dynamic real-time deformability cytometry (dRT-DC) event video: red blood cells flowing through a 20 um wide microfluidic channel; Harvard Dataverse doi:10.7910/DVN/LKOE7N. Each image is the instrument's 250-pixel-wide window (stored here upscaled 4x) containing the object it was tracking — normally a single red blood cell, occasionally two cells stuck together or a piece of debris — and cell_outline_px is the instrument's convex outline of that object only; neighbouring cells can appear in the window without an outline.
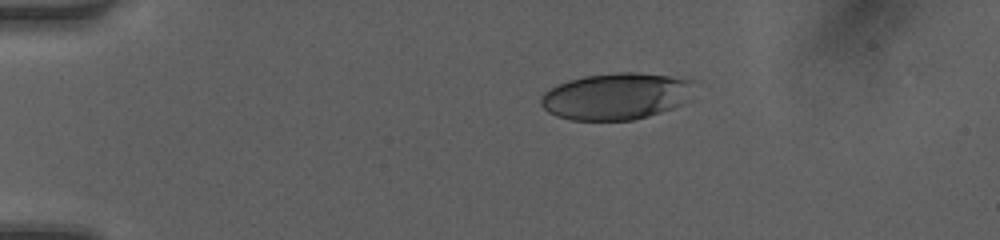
{"species": "human", "species_latin": "Homo sapiens", "temperature_condition": "room temperature", "stored_images_in_passage": 6, "camera_frame_rate_fps": 3000, "um_per_image_px": 0.085, "donor": {"sex": "female"}, "frame": {"image": 1, "passage_image": 1, "time_ms": 0.0, "image_size_px": [1000, 240], "cell_outline_px": [[692, 80], [680, 104], [672, 108], [648, 116], [632, 120], [572, 120], [556, 116], [548, 112], [540, 104], [540, 96], [544, 92], [568, 80], [584, 76], [616, 72], [640, 72], [668, 76]], "centroid_in_image_um": [52.24, 8.18], "position_along_channel_um": 32.8, "area_um2": 40.92}}
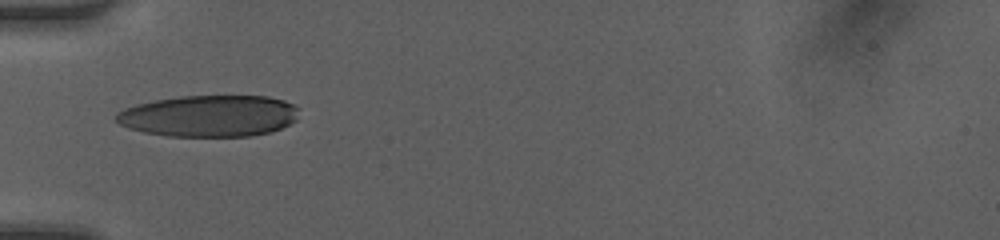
{"frame": {"image": 2, "passage_image": 5, "time_ms": 1.333, "image_size_px": [1000, 240], "cell_outline_px": [[300, 108], [296, 120], [280, 128], [268, 132], [252, 136], [168, 136], [144, 132], [128, 128], [120, 124], [116, 120], [116, 112], [124, 108], [136, 104], [156, 100], [180, 96], [268, 96], [284, 100], [296, 104]], "centroid_in_image_um": [17.8, 9.84], "position_along_channel_um": 67.2, "area_um2": 44.45}}